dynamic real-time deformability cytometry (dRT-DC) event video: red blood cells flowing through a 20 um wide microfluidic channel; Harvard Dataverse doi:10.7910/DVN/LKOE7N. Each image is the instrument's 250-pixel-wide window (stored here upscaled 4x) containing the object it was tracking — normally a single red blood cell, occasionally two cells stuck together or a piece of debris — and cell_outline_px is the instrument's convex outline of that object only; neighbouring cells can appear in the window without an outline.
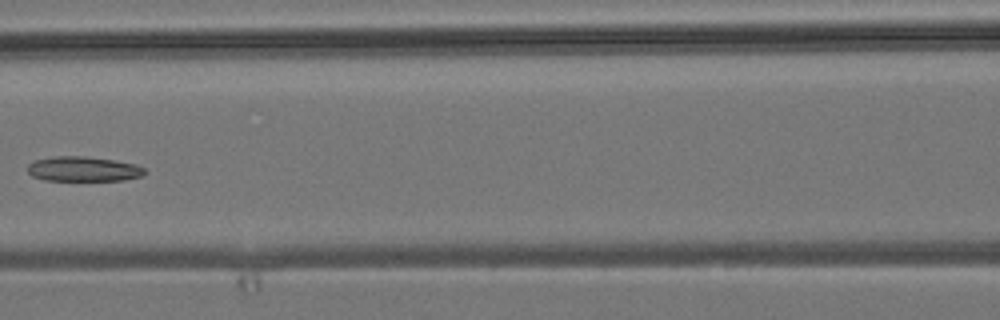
{"species": "common noctule bat (a hibernating species)", "species_latin": "Nyctalus noctula", "temperature_condition": "room temperature", "stored_images_in_passage": 7, "camera_frame_rate_fps": 3000, "um_per_image_px": 0.085, "animal": {"sex": "male", "body_mass_g": 19.2, "forearm_length_mm": 51.8}, "frame": {"image": 1, "passage_image": 6, "time_ms": 5.667, "image_size_px": [1000, 320], "cell_outline_px": [[144, 172], [140, 176], [124, 180], [44, 180], [32, 176], [28, 172], [28, 164], [32, 160], [52, 156], [84, 156], [112, 160], [136, 164], [144, 168]], "centroid_in_image_um": [7.02, 14.35], "position_along_channel_um": 159.6, "area_um2": 16.88}}
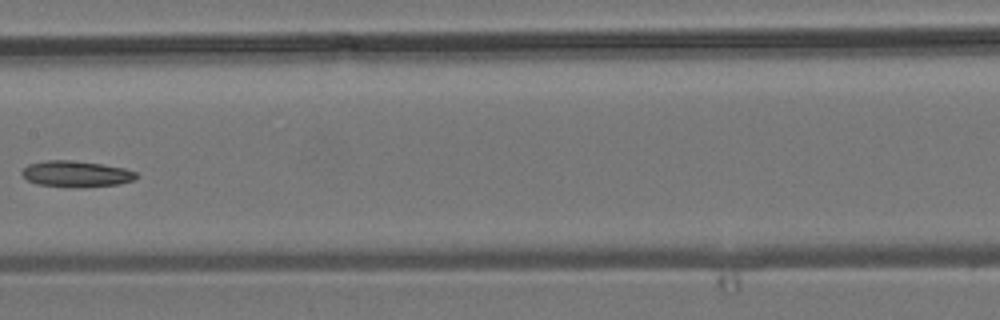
{"frame": {"image": 2, "passage_image": 7, "time_ms": 6.667, "image_size_px": [1000, 320], "cell_outline_px": [[136, 176], [132, 180], [120, 184], [76, 188], [72, 188], [36, 184], [28, 180], [20, 172], [28, 164], [44, 160], [68, 160], [100, 164], [124, 168], [136, 172]], "centroid_in_image_um": [6.43, 14.79], "position_along_channel_um": 201.0, "area_um2": 17.4}}